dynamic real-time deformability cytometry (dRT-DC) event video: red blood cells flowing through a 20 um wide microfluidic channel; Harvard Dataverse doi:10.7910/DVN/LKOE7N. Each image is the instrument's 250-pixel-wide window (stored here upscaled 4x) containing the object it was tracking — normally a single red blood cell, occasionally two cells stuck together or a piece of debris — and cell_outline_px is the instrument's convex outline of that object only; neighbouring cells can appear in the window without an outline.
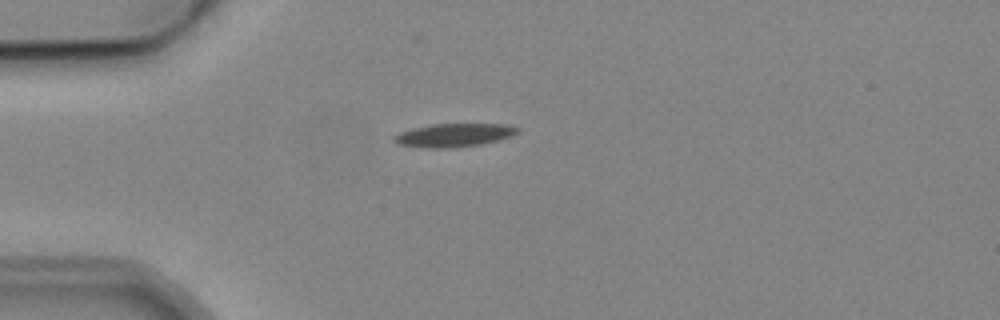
{"species": "common noctule bat (a hibernating species)", "species_latin": "Nyctalus noctula", "temperature_condition": "cold", "stored_images_in_passage": 4, "camera_frame_rate_fps": 3000, "um_per_image_px": 0.085, "animal": {"sex": "male", "body_mass_g": 19.2, "forearm_length_mm": 51.8}, "frame": {"image": 1, "passage_image": 1, "time_ms": 0.0, "image_size_px": [1000, 320], "cell_outline_px": [[520, 132], [512, 136], [480, 144], [456, 148], [424, 148], [396, 144], [392, 140], [392, 136], [400, 132], [412, 128], [432, 124], [504, 124], [520, 128]], "centroid_in_image_um": [38.54, 11.49], "position_along_channel_um": 46.5, "area_um2": 16.99}}
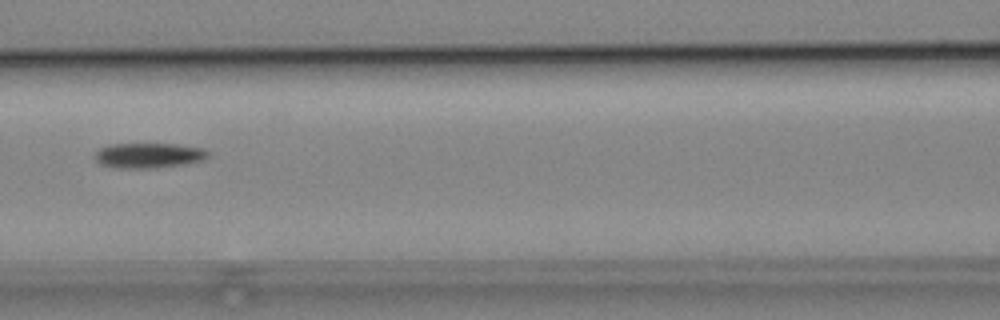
{"frame": {"image": 2, "passage_image": 4, "time_ms": 3.333, "image_size_px": [1000, 320], "cell_outline_px": [[208, 156], [200, 160], [184, 164], [156, 168], [116, 168], [100, 164], [92, 156], [100, 148], [112, 144], [176, 144], [204, 148], [208, 152]], "centroid_in_image_um": [12.6, 13.21], "position_along_channel_um": 154.0, "area_um2": 16.53}}